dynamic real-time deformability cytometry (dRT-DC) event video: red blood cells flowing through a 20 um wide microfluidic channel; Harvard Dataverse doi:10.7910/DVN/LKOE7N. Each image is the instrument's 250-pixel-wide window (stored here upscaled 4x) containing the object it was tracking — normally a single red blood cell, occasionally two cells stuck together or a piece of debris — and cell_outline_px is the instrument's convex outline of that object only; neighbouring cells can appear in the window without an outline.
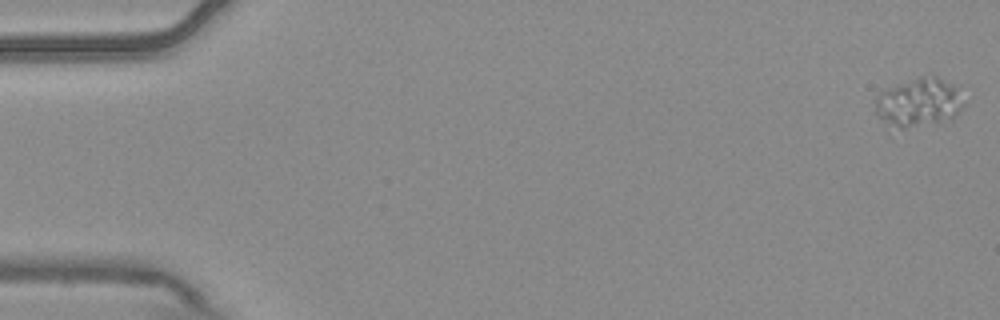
{"species": "common noctule bat (a hibernating species)", "species_latin": "Nyctalus noctula", "temperature_condition": "warm", "stored_images_in_passage": 5, "camera_frame_rate_fps": 3000, "um_per_image_px": 0.085, "animal": {"sex": "male", "body_mass_g": 20.4}, "frame": {"image": 1, "passage_image": 1, "time_ms": 0.0, "image_size_px": [1000, 320], "cell_outline_px": [[964, 104], [960, 112], [952, 120], [940, 124], [904, 128], [900, 128], [880, 116], [876, 112], [876, 96], [884, 88], [932, 72], [956, 88]], "centroid_in_image_um": [78.15, 8.68], "position_along_channel_um": 6.8, "area_um2": 25.32}}